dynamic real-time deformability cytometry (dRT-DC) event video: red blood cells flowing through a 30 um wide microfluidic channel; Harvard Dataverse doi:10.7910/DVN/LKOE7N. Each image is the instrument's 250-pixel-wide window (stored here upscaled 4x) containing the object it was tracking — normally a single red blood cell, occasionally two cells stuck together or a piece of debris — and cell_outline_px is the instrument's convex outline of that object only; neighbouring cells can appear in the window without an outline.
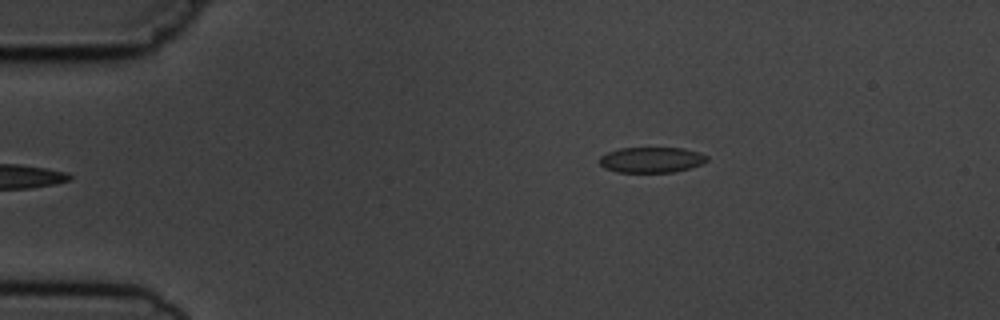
{"species": "common noctule bat (a hibernating species)", "species_latin": "Nyctalus noctula", "temperature_condition": "cold", "stored_images_in_passage": 2, "camera_frame_rate_fps": 3000, "um_per_image_px": 0.085, "animal": {"sex": "male", "body_mass_g": 19.5, "forearm_length_mm": 54.6}, "frame": {"image": 1, "passage_image": 2, "time_ms": 1.0, "image_size_px": [1000, 320], "cell_outline_px": [[708, 160], [700, 164], [688, 168], [672, 172], [616, 172], [604, 168], [600, 164], [600, 156], [608, 152], [620, 148], [684, 148], [700, 152], [708, 156]], "centroid_in_image_um": [55.37, 13.58], "position_along_channel_um": 29.6, "area_um2": 15.95}}